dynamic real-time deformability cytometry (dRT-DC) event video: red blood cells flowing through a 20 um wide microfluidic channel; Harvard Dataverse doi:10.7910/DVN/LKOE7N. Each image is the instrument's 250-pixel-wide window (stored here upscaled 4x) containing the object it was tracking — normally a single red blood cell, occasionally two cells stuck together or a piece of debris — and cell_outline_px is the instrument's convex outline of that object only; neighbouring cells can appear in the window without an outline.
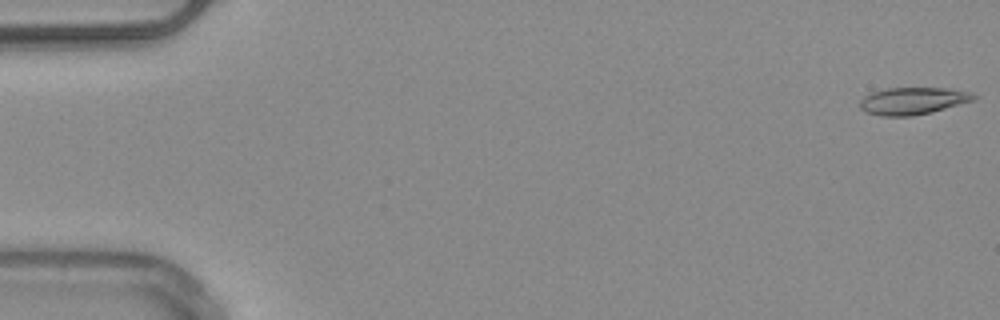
{"species": "common noctule bat (a hibernating species)", "species_latin": "Nyctalus noctula", "temperature_condition": "warm", "stored_images_in_passage": 5, "camera_frame_rate_fps": 3000, "um_per_image_px": 0.085, "animal": {"sex": "male", "body_mass_g": 20.4}, "frame": {"image": 1, "passage_image": 1, "time_ms": 0.0, "image_size_px": [1000, 320], "cell_outline_px": [[980, 96], [976, 100], [932, 112], [912, 116], [880, 116], [864, 112], [860, 108], [860, 100], [864, 96], [872, 92], [888, 88], [948, 88], [972, 92]], "centroid_in_image_um": [77.63, 8.58], "position_along_channel_um": 7.4, "area_um2": 18.32}}
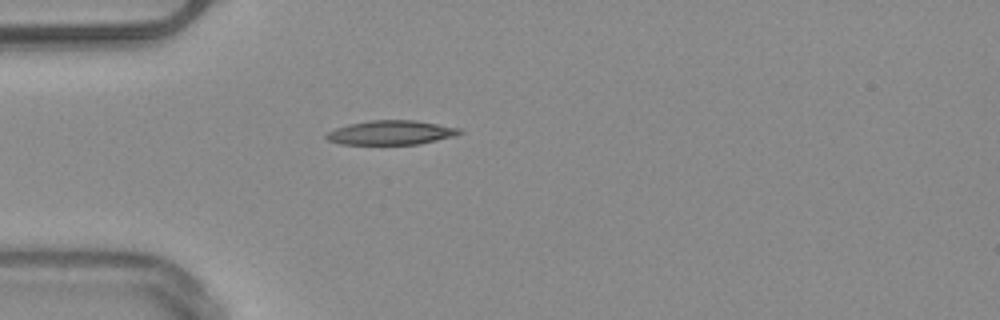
{"frame": {"image": 2, "passage_image": 5, "time_ms": 4.667, "image_size_px": [1000, 320], "cell_outline_px": [[464, 132], [456, 136], [420, 144], [340, 144], [328, 140], [324, 136], [328, 132], [336, 128], [348, 124], [372, 120], [416, 120], [460, 128]], "centroid_in_image_um": [33.27, 11.27], "position_along_channel_um": 51.7, "area_um2": 18.9}}